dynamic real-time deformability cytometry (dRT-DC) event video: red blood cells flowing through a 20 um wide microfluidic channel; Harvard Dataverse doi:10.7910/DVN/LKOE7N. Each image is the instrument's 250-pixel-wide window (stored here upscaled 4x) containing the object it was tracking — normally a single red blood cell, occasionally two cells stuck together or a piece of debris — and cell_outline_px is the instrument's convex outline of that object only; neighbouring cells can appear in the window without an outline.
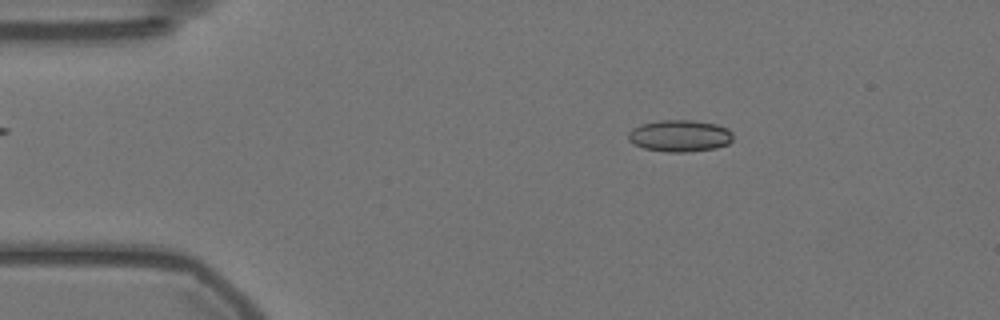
{"species": "Egyptian fruit bat (a non-hibernating species)", "species_latin": "Rousettus aegyptiacus", "temperature_condition": "warm", "stored_images_in_passage": 56, "camera_frame_rate_fps": 3000, "um_per_image_px": 0.085, "animal": {"sex": "female"}, "frame": {"image": 1, "passage_image": 9, "time_ms": 2.667, "image_size_px": [1000, 320], "cell_outline_px": [[732, 140], [728, 144], [716, 148], [688, 152], [668, 152], [644, 148], [628, 140], [628, 132], [632, 128], [640, 124], [660, 120], [692, 120], [716, 124], [728, 128], [732, 132]], "centroid_in_image_um": [57.79, 11.54], "position_along_channel_um": 27.2, "area_um2": 19.48}}
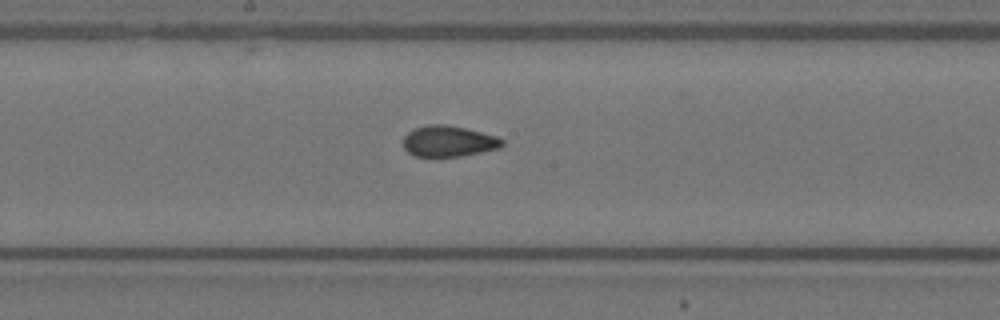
{"frame": {"image": 2, "passage_image": 29, "time_ms": 9.333, "image_size_px": [1000, 320], "cell_outline_px": [[504, 144], [500, 148], [460, 156], [416, 156], [408, 152], [404, 148], [404, 136], [408, 132], [416, 128], [428, 124], [448, 124], [496, 136], [504, 140]], "centroid_in_image_um": [38.13, 12.0], "position_along_channel_um": 210.1, "area_um2": 17.69}}
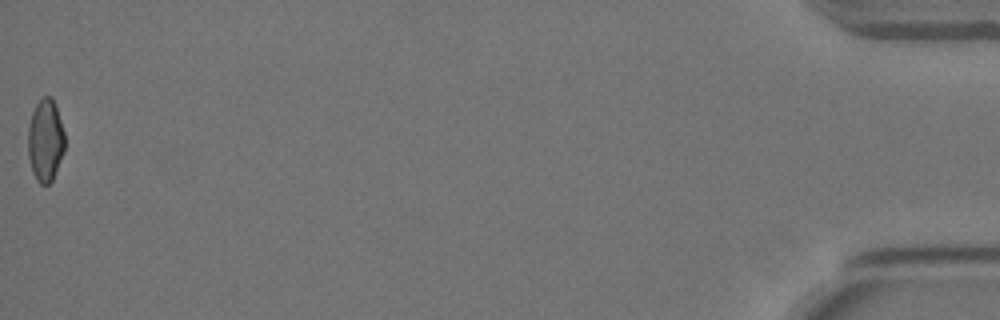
{"frame": {"image": 3, "passage_image": 56, "time_ms": 18.333, "image_size_px": [1000, 320], "cell_outline_px": [[64, 152], [52, 180], [48, 184], [40, 184], [36, 180], [32, 172], [28, 156], [28, 128], [32, 112], [36, 104], [44, 96], [52, 96], [56, 104], [64, 132]], "centroid_in_image_um": [3.86, 11.92], "position_along_channel_um": 431.3, "area_um2": 17.74}, "authors_computed_cell_mechanics": {"area_um2": 18.3804, "velocity_mm_per_s": 3.5866, "shape_relaxation_time_tau1_ms": 10.1614, "shape_relaxation_time_tau2_ms": 1.2479, "deformation_change_tau1": 0.189, "deformation_change_tau2": 0.0569}}